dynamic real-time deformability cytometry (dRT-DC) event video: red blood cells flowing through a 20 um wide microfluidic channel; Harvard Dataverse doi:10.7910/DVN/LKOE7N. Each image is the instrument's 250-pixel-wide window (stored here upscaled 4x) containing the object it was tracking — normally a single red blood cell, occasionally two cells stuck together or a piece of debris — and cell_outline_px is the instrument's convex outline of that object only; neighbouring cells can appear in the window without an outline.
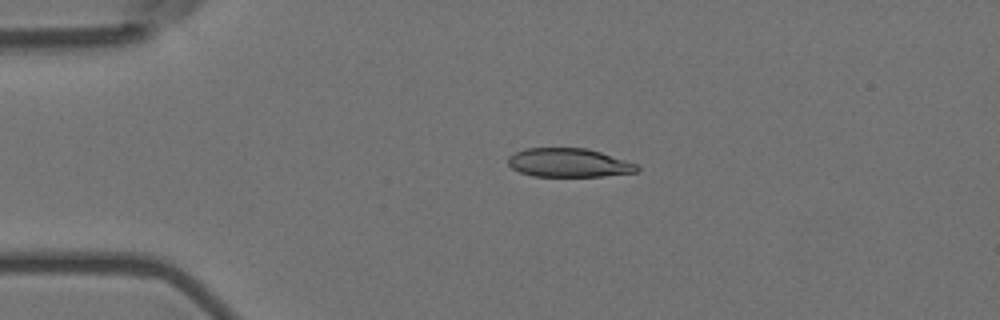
{"species": "Egyptian fruit bat (a non-hibernating species)", "species_latin": "Rousettus aegyptiacus", "temperature_condition": "room temperature", "stored_images_in_passage": 3, "camera_frame_rate_fps": 3000, "um_per_image_px": 0.085, "animal": {"sex": "female"}, "frame": {"image": 1, "passage_image": 2, "time_ms": 0.333, "image_size_px": [1000, 320], "cell_outline_px": [[640, 168], [636, 172], [604, 176], [532, 176], [520, 172], [512, 168], [508, 164], [508, 156], [524, 148], [588, 148], [636, 164]], "centroid_in_image_um": [48.31, 13.83], "position_along_channel_um": 36.7, "area_um2": 21.5}}